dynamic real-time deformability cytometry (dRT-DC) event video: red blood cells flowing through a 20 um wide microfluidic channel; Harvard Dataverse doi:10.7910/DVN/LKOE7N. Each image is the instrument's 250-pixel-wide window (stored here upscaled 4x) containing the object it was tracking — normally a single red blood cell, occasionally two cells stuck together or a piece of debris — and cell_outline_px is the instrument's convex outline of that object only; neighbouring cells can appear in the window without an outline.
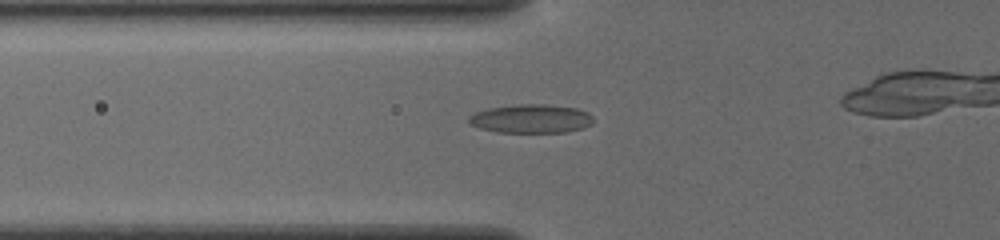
{"species": "common noctule bat (a hibernating species)", "species_latin": "Nyctalus noctula", "temperature_condition": "cold", "stored_images_in_passage": 42, "camera_frame_rate_fps": 3000, "um_per_image_px": 0.085, "animal": {"sex": "female", "body_mass_g": 19.5, "forearm_length_mm": 54.1}, "frame": {"image": 1, "passage_image": 15, "time_ms": 4.667, "image_size_px": [1000, 240], "cell_outline_px": [[592, 124], [584, 128], [568, 132], [496, 132], [480, 128], [468, 124], [468, 116], [476, 112], [488, 108], [516, 104], [544, 104], [576, 108], [588, 112], [592, 116]], "centroid_in_image_um": [45.13, 10.09], "position_along_channel_um": 80.7, "area_um2": 20.98}}
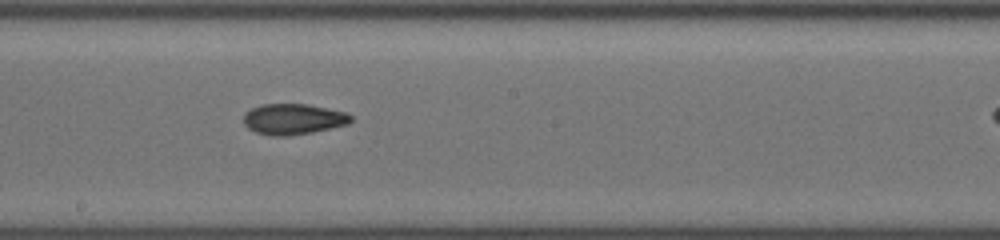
{"frame": {"image": 2, "passage_image": 26, "time_ms": 8.333, "image_size_px": [1000, 240], "cell_outline_px": [[352, 120], [348, 124], [312, 132], [288, 136], [272, 136], [256, 132], [248, 128], [244, 124], [244, 116], [252, 108], [260, 104], [308, 104], [348, 112], [352, 116]], "centroid_in_image_um": [24.95, 10.12], "position_along_channel_um": 223.2, "area_um2": 19.25}}
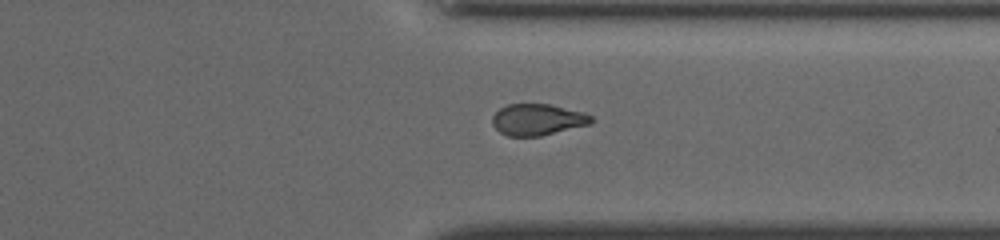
{"frame": {"image": 3, "passage_image": 37, "time_ms": 12.0, "image_size_px": [1000, 240], "cell_outline_px": [[592, 124], [540, 136], [508, 136], [500, 132], [492, 124], [492, 116], [500, 108], [508, 104], [552, 104], [584, 112], [592, 116]], "centroid_in_image_um": [45.71, 10.16], "position_along_channel_um": 365.7, "area_um2": 18.21}}